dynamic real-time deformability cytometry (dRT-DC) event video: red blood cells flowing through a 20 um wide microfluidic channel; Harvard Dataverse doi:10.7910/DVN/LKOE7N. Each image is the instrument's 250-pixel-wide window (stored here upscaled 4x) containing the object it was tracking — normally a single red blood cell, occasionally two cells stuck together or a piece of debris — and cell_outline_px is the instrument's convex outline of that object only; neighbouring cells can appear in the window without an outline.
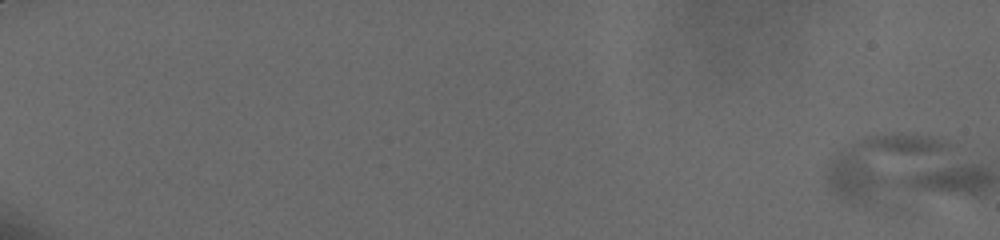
{"species": "human", "species_latin": "Homo sapiens", "temperature_condition": "cold", "stored_images_in_passage": 2, "camera_frame_rate_fps": 3000, "um_per_image_px": 0.085, "donor": {"sex": "male"}, "frame": {"image": 1, "passage_image": 1, "time_ms": 0.0, "image_size_px": [1000, 240], "cell_outline_px": [[948, 144], [944, 148], [864, 200], [848, 200], [836, 192], [828, 184], [828, 160], [848, 144], [872, 136], [928, 136]], "centroid_in_image_um": [74.58, 13.87], "position_along_channel_um": 10.4, "area_um2": 34.28}}